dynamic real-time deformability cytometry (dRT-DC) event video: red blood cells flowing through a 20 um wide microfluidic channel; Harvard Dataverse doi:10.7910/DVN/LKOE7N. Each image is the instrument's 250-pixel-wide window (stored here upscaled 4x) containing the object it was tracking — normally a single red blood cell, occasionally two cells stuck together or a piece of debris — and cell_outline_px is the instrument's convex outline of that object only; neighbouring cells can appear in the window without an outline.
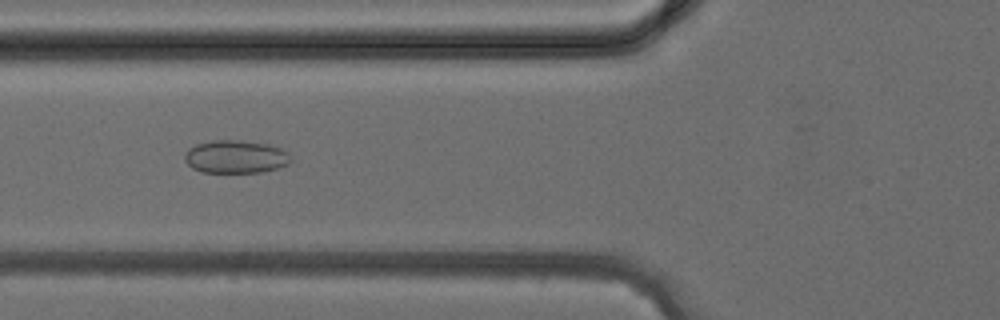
{"species": "common noctule bat (a hibernating species)", "species_latin": "Nyctalus noctula", "temperature_condition": "cold", "stored_images_in_passage": 39, "camera_frame_rate_fps": 3000, "um_per_image_px": 0.085, "animal": {"sex": "female", "body_mass_g": 24.6, "forearm_length_mm": 56.2}, "frame": {"image": 1, "passage_image": 15, "time_ms": 4.667, "image_size_px": [1000, 320], "cell_outline_px": [[292, 160], [288, 164], [276, 168], [260, 172], [204, 172], [192, 168], [184, 160], [184, 152], [188, 148], [196, 144], [212, 140], [240, 140], [268, 144], [280, 148], [288, 152]], "centroid_in_image_um": [20.01, 13.31], "position_along_channel_um": 105.8, "area_um2": 20.46}}
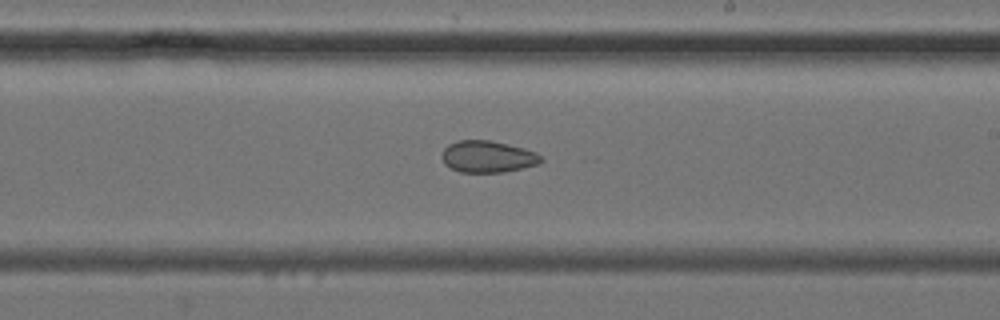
{"frame": {"image": 2, "passage_image": 23, "time_ms": 7.333, "image_size_px": [1000, 320], "cell_outline_px": [[544, 160], [540, 164], [504, 172], [460, 172], [444, 164], [440, 156], [444, 148], [448, 144], [460, 140], [488, 140], [524, 148], [536, 152]], "centroid_in_image_um": [41.44, 13.32], "position_along_channel_um": 247.6, "area_um2": 18.38}}
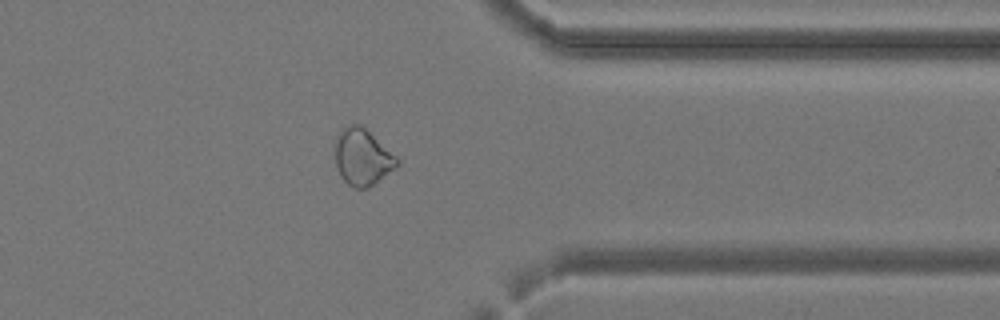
{"frame": {"image": 3, "passage_image": 31, "time_ms": 10.0, "image_size_px": [1000, 320], "cell_outline_px": [[400, 164], [368, 188], [356, 188], [348, 184], [340, 176], [336, 164], [336, 136], [344, 124], [360, 124], [396, 156], [400, 160]], "centroid_in_image_um": [30.79, 13.34], "position_along_channel_um": 380.6, "area_um2": 20.23}}